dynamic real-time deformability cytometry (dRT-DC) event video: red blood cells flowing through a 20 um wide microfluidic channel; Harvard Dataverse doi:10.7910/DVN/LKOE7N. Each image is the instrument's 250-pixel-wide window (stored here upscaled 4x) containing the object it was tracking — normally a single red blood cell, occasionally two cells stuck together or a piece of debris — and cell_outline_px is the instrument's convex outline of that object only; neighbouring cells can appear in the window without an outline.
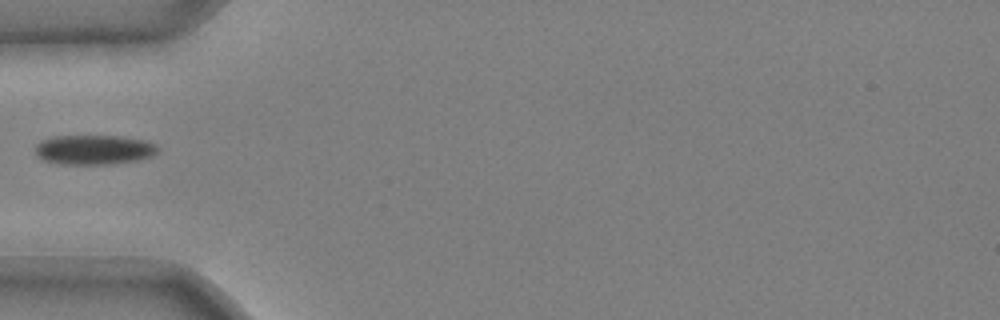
{"species": "common noctule bat (a hibernating species)", "species_latin": "Nyctalus noctula", "temperature_condition": "cold", "stored_images_in_passage": 33, "camera_frame_rate_fps": 3000, "um_per_image_px": 0.085, "animal": {"sex": "male", "body_mass_g": 20.4}, "frame": {"image": 1, "passage_image": 1, "time_ms": 0.0, "image_size_px": [1000, 320], "cell_outline_px": [[160, 148], [152, 156], [136, 160], [112, 164], [56, 164], [44, 160], [36, 156], [36, 144], [52, 136], [120, 136], [144, 140], [156, 144]], "centroid_in_image_um": [7.98, 12.73], "position_along_channel_um": 77.0, "area_um2": 21.21}}
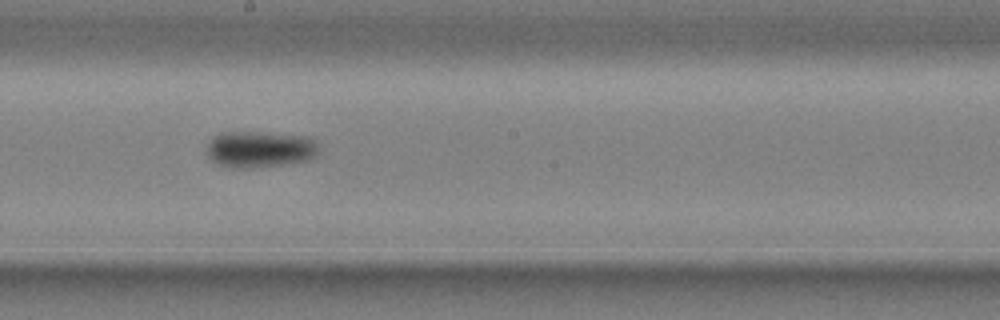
{"frame": {"image": 2, "passage_image": 13, "time_ms": 4.0, "image_size_px": [1000, 320], "cell_outline_px": [[316, 156], [308, 160], [284, 164], [252, 168], [232, 168], [220, 164], [212, 160], [208, 156], [208, 140], [212, 136], [220, 132], [256, 132], [312, 136], [316, 140]], "centroid_in_image_um": [22.08, 12.67], "position_along_channel_um": 226.1, "area_um2": 23.93}}
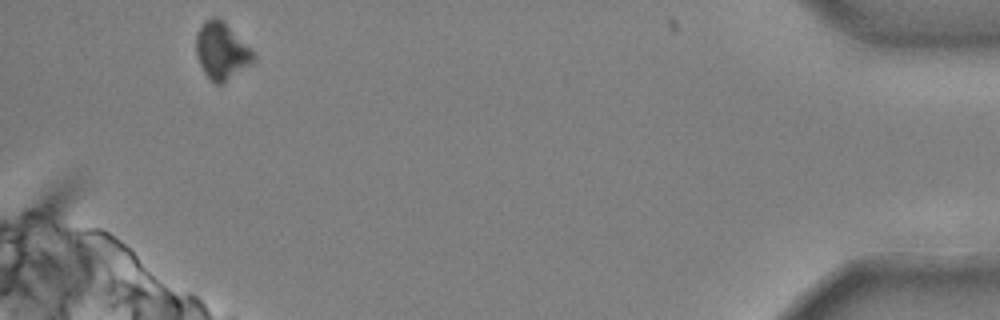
{"frame": {"image": 3, "passage_image": 33, "time_ms": 10.667, "image_size_px": [1000, 320], "cell_outline_px": [[256, 60], [224, 84], [216, 84], [204, 72], [196, 56], [196, 36], [204, 20], [212, 16], [216, 16], [256, 56]], "centroid_in_image_um": [18.8, 4.38], "position_along_channel_um": 416.4, "area_um2": 18.44}}